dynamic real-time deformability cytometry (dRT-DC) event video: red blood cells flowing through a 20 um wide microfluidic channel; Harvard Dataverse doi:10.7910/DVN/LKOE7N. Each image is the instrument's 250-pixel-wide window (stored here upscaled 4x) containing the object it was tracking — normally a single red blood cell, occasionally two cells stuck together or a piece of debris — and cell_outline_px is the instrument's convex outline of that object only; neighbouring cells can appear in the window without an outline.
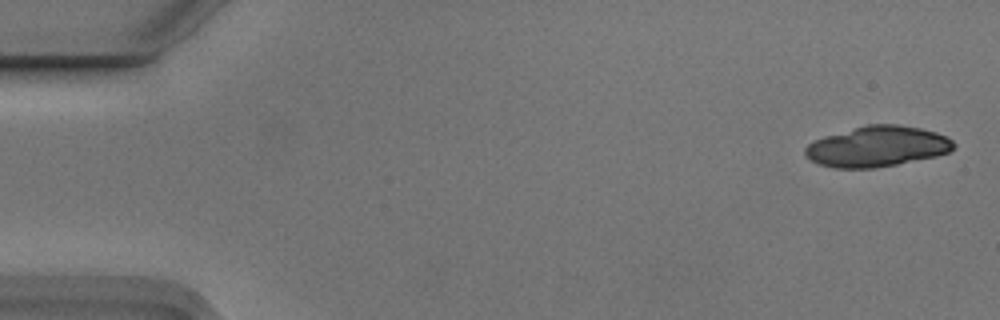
{"species": "Egyptian fruit bat (a non-hibernating species)", "species_latin": "Rousettus aegyptiacus", "temperature_condition": "cold", "stored_images_in_passage": 4, "camera_frame_rate_fps": 3000, "um_per_image_px": 0.085, "animal": {"sex": "male"}, "frame": {"image": 1, "passage_image": 1, "time_ms": 0.0, "image_size_px": [1000, 320], "cell_outline_px": [[956, 144], [948, 152], [936, 156], [876, 168], [832, 168], [808, 160], [804, 156], [804, 148], [808, 144], [824, 136], [868, 124], [900, 124], [920, 128], [936, 132], [948, 136]], "centroid_in_image_um": [74.54, 12.45], "position_along_channel_um": 10.5, "area_um2": 35.2}}